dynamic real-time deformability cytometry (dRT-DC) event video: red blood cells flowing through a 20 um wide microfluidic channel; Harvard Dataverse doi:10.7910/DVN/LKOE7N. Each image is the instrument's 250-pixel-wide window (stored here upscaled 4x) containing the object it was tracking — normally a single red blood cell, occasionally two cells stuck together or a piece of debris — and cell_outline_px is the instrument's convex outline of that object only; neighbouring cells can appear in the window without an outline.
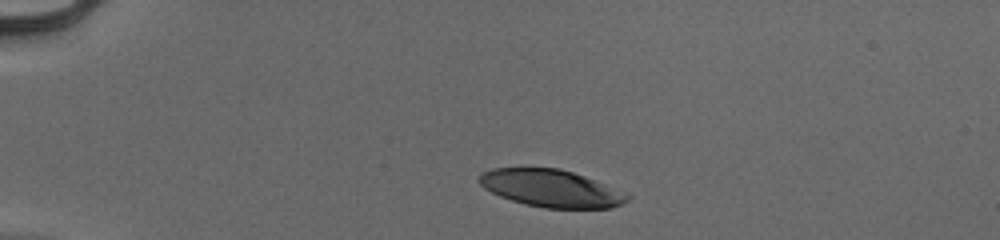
{"species": "human", "species_latin": "Homo sapiens", "temperature_condition": "cold", "stored_images_in_passage": 36, "camera_frame_rate_fps": 3000, "um_per_image_px": 0.085, "donor": {"sex": "male"}, "frame": {"image": 1, "passage_image": 1, "time_ms": 0.0, "image_size_px": [1000, 240], "cell_outline_px": [[632, 196], [624, 204], [612, 208], [544, 208], [524, 204], [500, 196], [484, 188], [476, 180], [480, 172], [492, 168], [560, 168], [584, 176], [604, 184]], "centroid_in_image_um": [46.81, 16.01], "position_along_channel_um": 38.2, "area_um2": 32.25}}
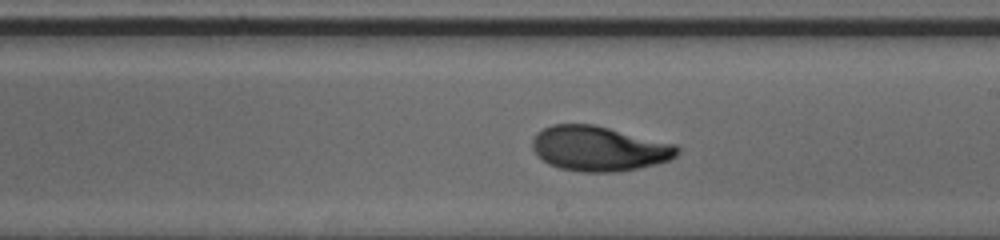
{"frame": {"image": 2, "passage_image": 21, "time_ms": 6.667, "image_size_px": [1000, 240], "cell_outline_px": [[680, 152], [672, 160], [640, 168], [616, 172], [580, 172], [560, 168], [548, 164], [536, 156], [532, 148], [532, 140], [536, 132], [552, 124], [592, 124], [676, 144], [680, 148]], "centroid_in_image_um": [50.91, 12.64], "position_along_channel_um": 238.1, "area_um2": 38.26}}
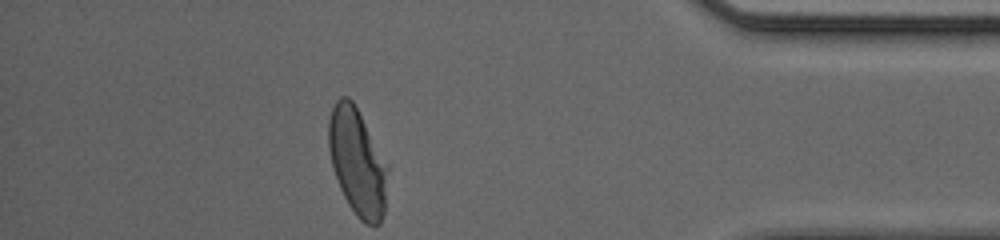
{"frame": {"image": 3, "passage_image": 36, "time_ms": 11.667, "image_size_px": [1000, 240], "cell_outline_px": [[388, 168], [384, 212], [380, 224], [364, 224], [356, 216], [348, 204], [340, 188], [332, 164], [328, 148], [328, 120], [332, 108], [336, 100], [340, 96], [348, 96], [352, 100], [388, 164]], "centroid_in_image_um": [30.37, 13.77], "position_along_channel_um": 404.8, "area_um2": 36.7}, "authors_computed_cell_mechanics": {"area_um2": 37.2232, "velocity_mm_per_s": 3.9614, "shape_relaxation_time_tau1_ms": 4.4795, "shape_relaxation_time_tau2_ms": 1.472, "deformation_change_tau1": 0.192, "deformation_change_tau2": 0.068}}